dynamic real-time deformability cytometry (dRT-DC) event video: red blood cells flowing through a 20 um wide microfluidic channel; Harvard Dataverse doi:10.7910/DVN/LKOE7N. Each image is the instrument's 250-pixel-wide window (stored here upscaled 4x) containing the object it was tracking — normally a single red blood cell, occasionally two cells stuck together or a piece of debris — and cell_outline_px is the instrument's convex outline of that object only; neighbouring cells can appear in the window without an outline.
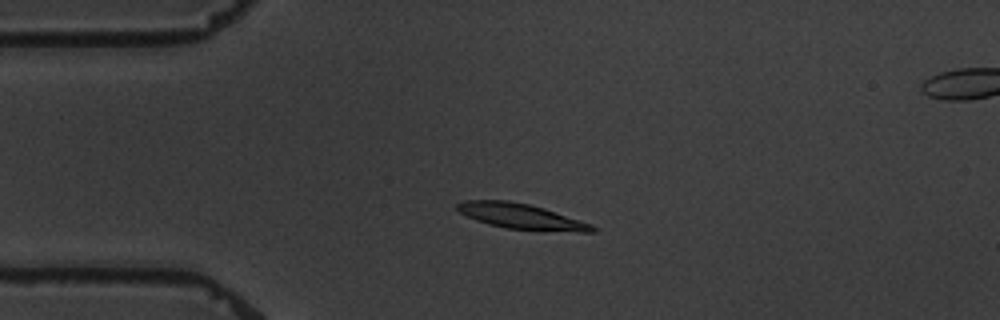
{"species": "common noctule bat (a hibernating species)", "species_latin": "Nyctalus noctula", "temperature_condition": "warm", "stored_images_in_passage": 6, "camera_frame_rate_fps": 3000, "um_per_image_px": 0.085, "animal": {"sex": "male", "body_mass_g": 19.5, "forearm_length_mm": 54.6}, "frame": {"image": 1, "passage_image": 4, "time_ms": 3.667, "image_size_px": [1000, 320], "cell_outline_px": [[600, 228], [596, 232], [580, 232], [504, 228], [488, 224], [476, 220], [460, 212], [456, 208], [456, 204], [464, 200], [508, 200], [528, 204], [544, 208], [592, 224]], "centroid_in_image_um": [44.33, 18.39], "position_along_channel_um": 40.7, "area_um2": 19.94}}